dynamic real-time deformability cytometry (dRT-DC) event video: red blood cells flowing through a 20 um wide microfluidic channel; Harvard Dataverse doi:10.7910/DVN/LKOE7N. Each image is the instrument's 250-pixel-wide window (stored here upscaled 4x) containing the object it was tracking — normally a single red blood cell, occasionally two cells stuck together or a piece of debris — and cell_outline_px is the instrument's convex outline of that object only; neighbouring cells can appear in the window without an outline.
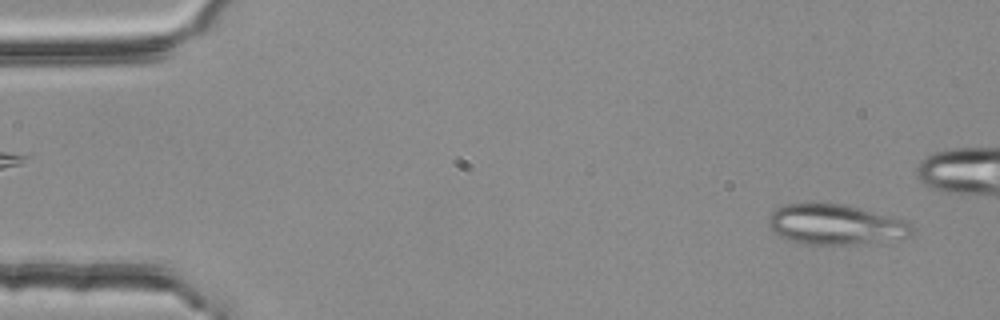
{"species": "common noctule bat (a hibernating species)", "species_latin": "Nyctalus noctula", "temperature_condition": "room temperature", "stored_images_in_passage": 15, "camera_frame_rate_fps": 3000, "um_per_image_px": 0.085, "animal": {"sex": "female", "body_mass_g": 25.1}, "frame": {"image": 1, "passage_image": 1, "time_ms": 0.0, "image_size_px": [1000, 320], "cell_outline_px": [[912, 232], [904, 240], [852, 244], [804, 244], [788, 240], [772, 232], [768, 228], [768, 216], [776, 208], [784, 204], [844, 204], [896, 216], [908, 220], [912, 228]], "centroid_in_image_um": [71.06, 19.09], "position_along_channel_um": 13.9, "area_um2": 34.22}}